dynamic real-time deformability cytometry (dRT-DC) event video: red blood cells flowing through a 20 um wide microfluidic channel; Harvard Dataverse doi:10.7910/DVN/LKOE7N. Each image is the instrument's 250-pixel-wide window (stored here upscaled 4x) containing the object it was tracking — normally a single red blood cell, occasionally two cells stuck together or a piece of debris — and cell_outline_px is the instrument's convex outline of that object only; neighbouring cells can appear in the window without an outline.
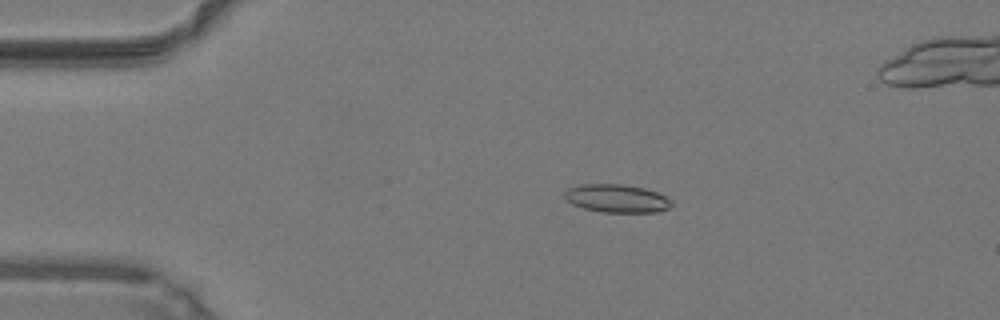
{"species": "common noctule bat (a hibernating species)", "species_latin": "Nyctalus noctula", "temperature_condition": "warm", "stored_images_in_passage": 50, "camera_frame_rate_fps": 3000, "um_per_image_px": 0.085, "animal": {"sex": "male", "body_mass_g": 19.2, "forearm_length_mm": 51.8}, "frame": {"image": 1, "passage_image": 10, "time_ms": 3.0, "image_size_px": [1000, 320], "cell_outline_px": [[672, 208], [660, 212], [600, 212], [584, 208], [572, 204], [564, 196], [564, 192], [568, 188], [580, 184], [624, 184], [644, 188], [656, 192], [672, 200]], "centroid_in_image_um": [52.45, 16.87], "position_along_channel_um": 32.5, "area_um2": 17.69}}
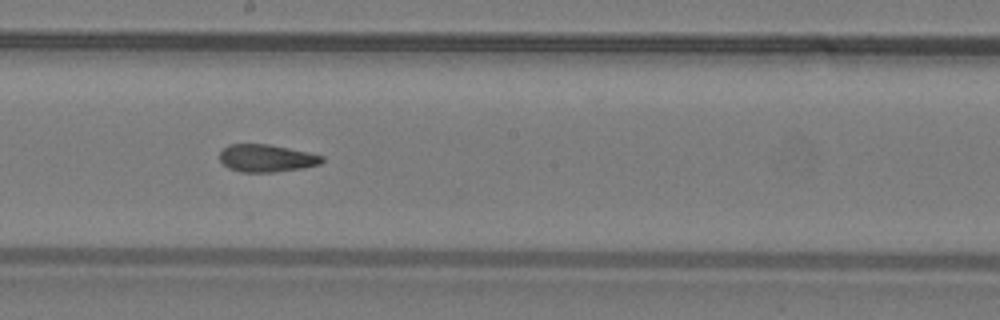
{"frame": {"image": 2, "passage_image": 27, "time_ms": 8.667, "image_size_px": [1000, 320], "cell_outline_px": [[324, 160], [320, 164], [304, 168], [276, 172], [240, 172], [228, 168], [220, 160], [220, 152], [228, 144], [268, 144], [308, 152], [324, 156]], "centroid_in_image_um": [22.66, 13.45], "position_along_channel_um": 225.5, "area_um2": 16.47}}
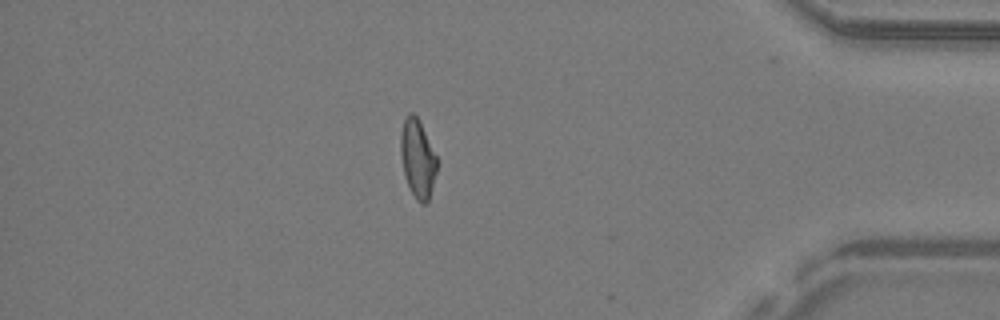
{"frame": {"image": 3, "passage_image": 42, "time_ms": 13.667, "image_size_px": [1000, 320], "cell_outline_px": [[440, 160], [432, 188], [428, 200], [424, 204], [420, 204], [416, 200], [404, 176], [400, 156], [400, 132], [404, 120], [408, 112], [412, 112], [420, 120]], "centroid_in_image_um": [35.52, 13.44], "position_along_channel_um": 399.7, "area_um2": 17.17}}